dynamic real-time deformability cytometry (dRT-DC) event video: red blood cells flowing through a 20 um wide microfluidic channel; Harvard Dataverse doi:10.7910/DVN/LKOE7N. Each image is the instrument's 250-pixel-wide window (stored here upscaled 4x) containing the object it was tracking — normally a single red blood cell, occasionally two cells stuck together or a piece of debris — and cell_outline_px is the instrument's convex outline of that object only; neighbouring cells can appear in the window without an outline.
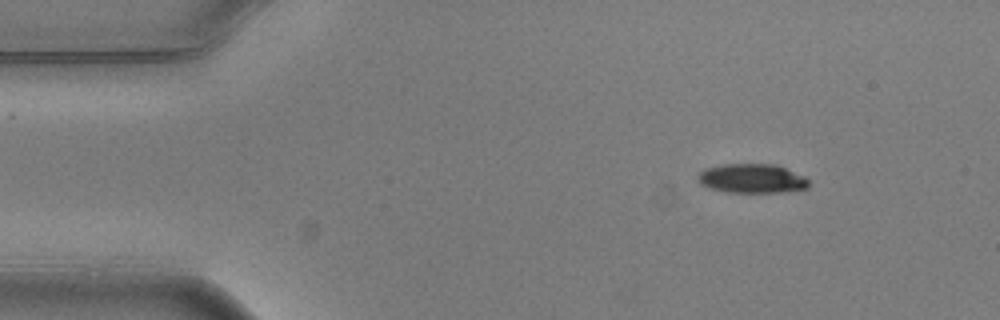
{"species": "common noctule bat (a hibernating species)", "species_latin": "Nyctalus noctula", "temperature_condition": "warm", "stored_images_in_passage": 7, "camera_frame_rate_fps": 3000, "um_per_image_px": 0.085, "animal": {"sex": "male", "body_mass_g": 20.5, "forearm_length_mm": 52.5}, "frame": {"image": 1, "passage_image": 1, "time_ms": 0.0, "image_size_px": [1000, 320], "cell_outline_px": [[808, 188], [784, 192], [724, 192], [708, 188], [700, 184], [696, 180], [696, 176], [704, 168], [720, 164], [776, 164], [804, 176], [808, 180]], "centroid_in_image_um": [63.85, 15.17], "position_along_channel_um": 21.1, "area_um2": 19.13}}
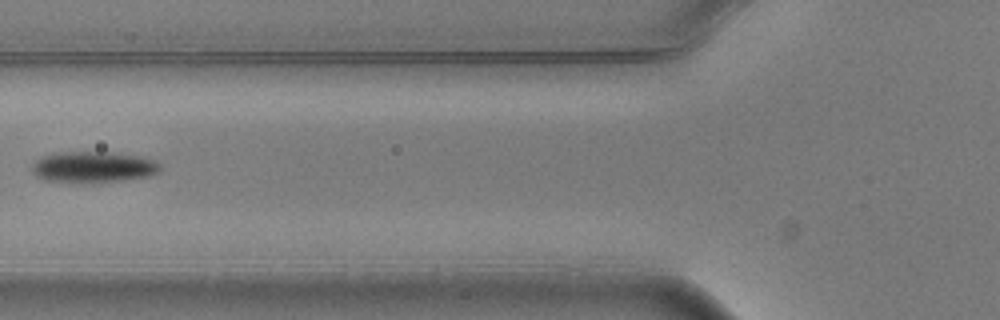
{"frame": {"image": 2, "passage_image": 4, "time_ms": 1.0, "image_size_px": [1000, 320], "cell_outline_px": [[160, 172], [148, 176], [124, 180], [76, 184], [44, 180], [36, 176], [32, 172], [32, 164], [40, 156], [56, 152], [112, 152], [140, 156], [156, 160], [160, 164]], "centroid_in_image_um": [7.9, 14.21], "position_along_channel_um": 117.9, "area_um2": 23.81}}
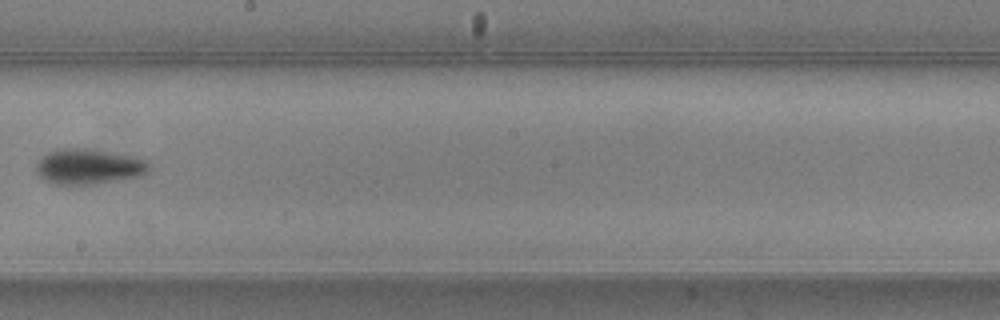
{"frame": {"image": 3, "passage_image": 7, "time_ms": 2.0, "image_size_px": [1000, 320], "cell_outline_px": [[152, 172], [144, 176], [96, 184], [56, 184], [40, 176], [36, 172], [36, 164], [48, 152], [60, 148], [84, 148], [132, 156], [148, 160], [152, 164]], "centroid_in_image_um": [7.65, 14.16], "position_along_channel_um": 240.5, "area_um2": 23.47}}